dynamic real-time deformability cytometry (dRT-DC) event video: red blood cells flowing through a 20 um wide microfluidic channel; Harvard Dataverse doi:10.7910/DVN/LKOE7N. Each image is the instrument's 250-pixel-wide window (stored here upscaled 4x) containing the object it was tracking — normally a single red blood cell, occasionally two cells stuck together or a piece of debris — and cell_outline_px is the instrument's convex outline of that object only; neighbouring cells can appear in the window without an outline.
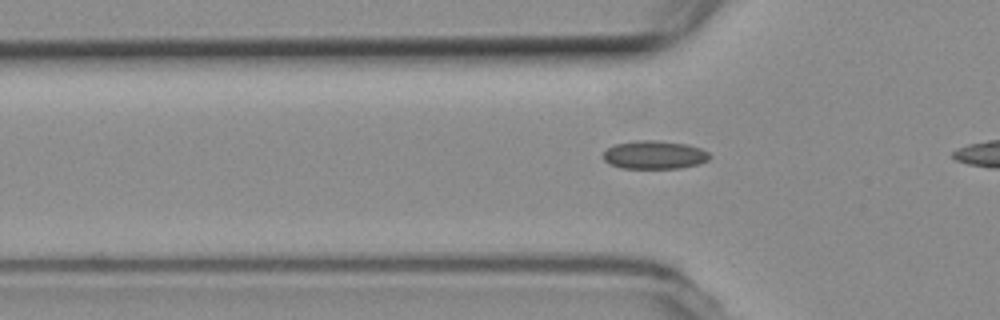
{"species": "common noctule bat (a hibernating species)", "species_latin": "Nyctalus noctula", "temperature_condition": "room temperature", "stored_images_in_passage": 14, "camera_frame_rate_fps": 3000, "um_per_image_px": 0.085, "animal": {"sex": "female", "body_mass_g": 19.3, "forearm_length_mm": 54.1}, "frame": {"image": 1, "passage_image": 8, "time_ms": 2.333, "image_size_px": [1000, 320], "cell_outline_px": [[712, 156], [708, 160], [700, 164], [680, 168], [620, 168], [608, 164], [604, 160], [604, 152], [608, 148], [616, 144], [636, 140], [656, 140], [688, 144], [700, 148], [708, 152]], "centroid_in_image_um": [55.65, 13.16], "position_along_channel_um": 70.2, "area_um2": 17.69}}
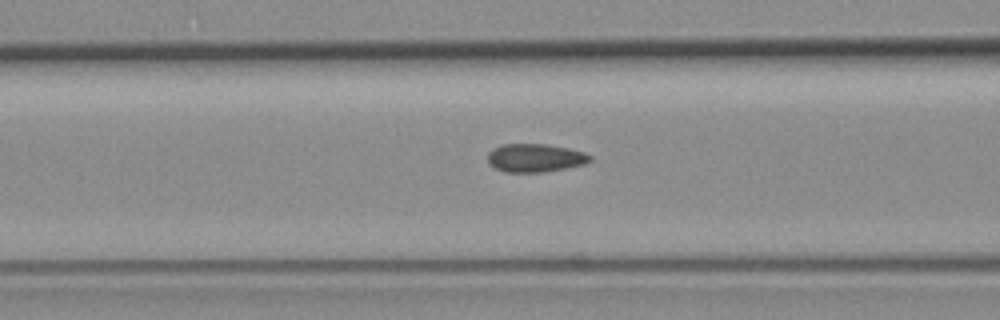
{"frame": {"image": 2, "passage_image": 12, "time_ms": 3.667, "image_size_px": [1000, 320], "cell_outline_px": [[592, 160], [584, 164], [544, 172], [504, 172], [496, 168], [488, 160], [488, 152], [492, 148], [504, 144], [544, 144], [568, 148], [584, 152], [592, 156]], "centroid_in_image_um": [45.49, 13.41], "position_along_channel_um": 121.1, "area_um2": 16.76}}